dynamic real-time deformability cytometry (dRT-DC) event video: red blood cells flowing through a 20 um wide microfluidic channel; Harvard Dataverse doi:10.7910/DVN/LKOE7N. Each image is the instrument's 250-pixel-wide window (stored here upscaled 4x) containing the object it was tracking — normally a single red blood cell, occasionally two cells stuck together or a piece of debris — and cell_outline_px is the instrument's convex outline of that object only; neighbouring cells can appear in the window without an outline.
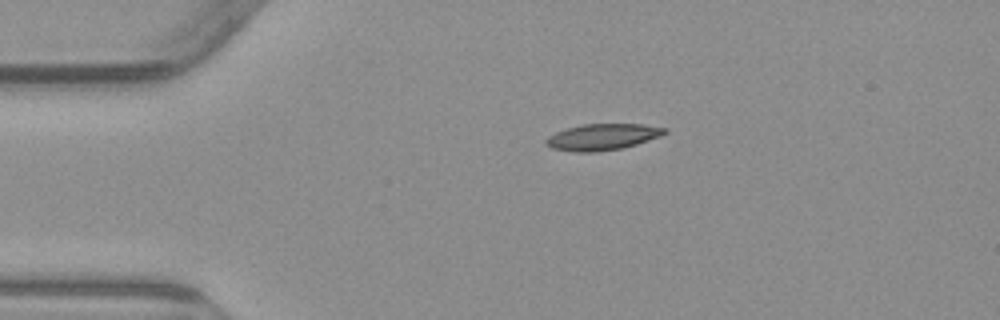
{"species": "common noctule bat (a hibernating species)", "species_latin": "Nyctalus noctula", "temperature_condition": "warm", "stored_images_in_passage": 1, "camera_frame_rate_fps": 3000, "um_per_image_px": 0.085, "animal": {"sex": "male", "body_mass_g": 23.1, "forearm_length_mm": 52.7}, "frame": {"image": 1, "passage_image": 1, "time_ms": 0.0, "image_size_px": [1000, 320], "cell_outline_px": [[668, 132], [660, 136], [636, 144], [620, 148], [596, 152], [576, 152], [552, 148], [544, 144], [544, 140], [548, 136], [556, 132], [568, 128], [584, 124], [644, 124], [668, 128]], "centroid_in_image_um": [51.21, 11.63], "position_along_channel_um": 33.8, "area_um2": 18.15}}